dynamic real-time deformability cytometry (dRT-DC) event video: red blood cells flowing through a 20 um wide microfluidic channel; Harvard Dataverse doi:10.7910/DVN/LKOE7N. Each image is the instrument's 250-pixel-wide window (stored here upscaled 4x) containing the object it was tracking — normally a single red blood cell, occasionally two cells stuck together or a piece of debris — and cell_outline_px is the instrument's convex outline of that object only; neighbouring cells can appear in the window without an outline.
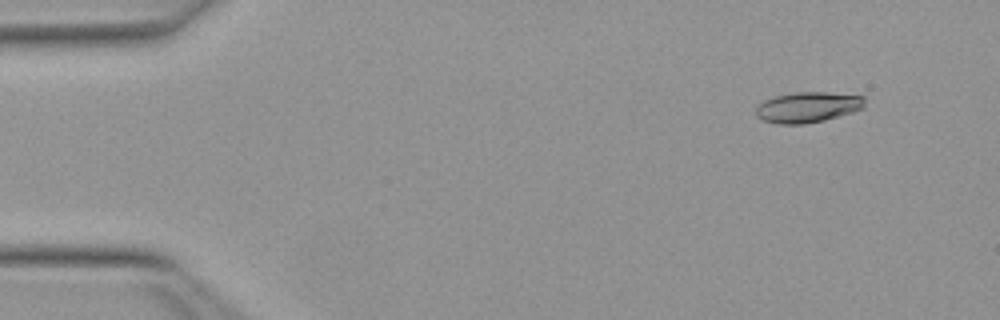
{"species": "Egyptian fruit bat (a non-hibernating species)", "species_latin": "Rousettus aegyptiacus", "temperature_condition": "warm", "stored_images_in_passage": 51, "camera_frame_rate_fps": 3000, "um_per_image_px": 0.085, "animal": {"sex": "female"}, "frame": {"image": 1, "passage_image": 5, "time_ms": 1.333, "image_size_px": [1000, 320], "cell_outline_px": [[864, 108], [852, 112], [824, 120], [804, 124], [776, 124], [764, 120], [756, 116], [756, 108], [764, 100], [776, 96], [796, 92], [828, 92], [864, 96]], "centroid_in_image_um": [68.66, 9.11], "position_along_channel_um": 16.3, "area_um2": 19.31}}
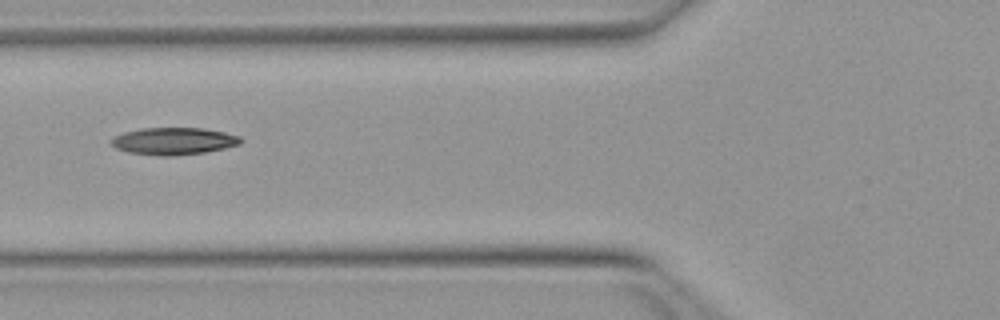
{"frame": {"image": 2, "passage_image": 20, "time_ms": 6.333, "image_size_px": [1000, 320], "cell_outline_px": [[244, 140], [240, 144], [224, 148], [204, 152], [172, 156], [160, 156], [128, 152], [116, 148], [108, 140], [124, 132], [140, 128], [204, 128], [224, 132], [240, 136]], "centroid_in_image_um": [14.77, 11.99], "position_along_channel_um": 111.0, "area_um2": 20.52}}
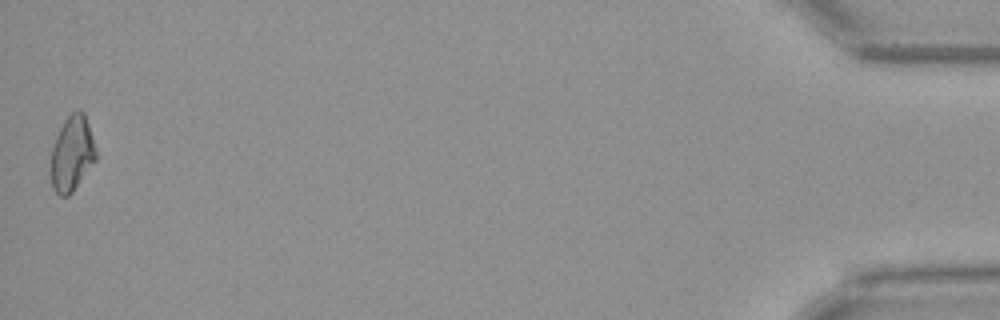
{"frame": {"image": 3, "passage_image": 51, "time_ms": 16.667, "image_size_px": [1000, 320], "cell_outline_px": [[96, 160], [72, 192], [68, 196], [60, 196], [52, 188], [52, 148], [56, 136], [64, 120], [72, 112], [80, 108], [84, 112], [96, 148]], "centroid_in_image_um": [6.13, 13.04], "position_along_channel_um": 429.1, "area_um2": 19.54}, "authors_computed_cell_mechanics": {"area_um2": 19.5942, "velocity_mm_per_s": 4.0113, "shape_relaxation_time_tau1_ms": null, "shape_relaxation_time_tau2_ms": 5.6423, "deformation_change_tau1": null, "deformation_change_tau2": 0.1273}}